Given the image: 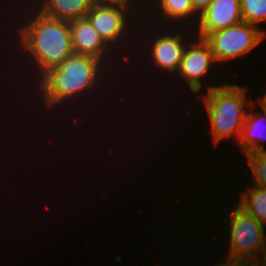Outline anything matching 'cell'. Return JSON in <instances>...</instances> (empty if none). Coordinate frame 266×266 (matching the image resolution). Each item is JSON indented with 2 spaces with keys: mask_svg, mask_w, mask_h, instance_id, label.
<instances>
[{
  "mask_svg": "<svg viewBox=\"0 0 266 266\" xmlns=\"http://www.w3.org/2000/svg\"><path fill=\"white\" fill-rule=\"evenodd\" d=\"M32 13L24 20L23 26L16 28L24 55H29L35 69L36 80L48 69L58 66L65 58L71 56L72 47L71 31L69 22L44 15L35 7ZM30 18V19H28ZM21 37V38H20ZM38 66V67H37Z\"/></svg>",
  "mask_w": 266,
  "mask_h": 266,
  "instance_id": "6da1fadb",
  "label": "cell"
},
{
  "mask_svg": "<svg viewBox=\"0 0 266 266\" xmlns=\"http://www.w3.org/2000/svg\"><path fill=\"white\" fill-rule=\"evenodd\" d=\"M103 67L105 70L108 68L96 57L73 53L58 66L48 69L37 79L40 84L37 89L42 91L40 94L43 96L46 110H52L51 108L61 105L62 102L75 98L78 100V97L82 99L81 93L85 95L89 90L91 92V89L95 91L99 81H102Z\"/></svg>",
  "mask_w": 266,
  "mask_h": 266,
  "instance_id": "7a4b0ae2",
  "label": "cell"
},
{
  "mask_svg": "<svg viewBox=\"0 0 266 266\" xmlns=\"http://www.w3.org/2000/svg\"><path fill=\"white\" fill-rule=\"evenodd\" d=\"M207 94L203 97L204 106L209 117L210 131L214 145L223 139L236 137L239 142L243 125L248 112L245 105L253 104L250 98H247L246 87L232 84H221L206 86ZM248 99V100H247ZM247 100V101H246ZM249 101V102H248ZM252 102V103H251Z\"/></svg>",
  "mask_w": 266,
  "mask_h": 266,
  "instance_id": "3957f363",
  "label": "cell"
},
{
  "mask_svg": "<svg viewBox=\"0 0 266 266\" xmlns=\"http://www.w3.org/2000/svg\"><path fill=\"white\" fill-rule=\"evenodd\" d=\"M233 210V211H232ZM230 210L229 221V252L228 260L240 261L255 265L262 256L266 243V227L253 216L248 215L238 205ZM259 255V257H258ZM258 257V258H257ZM255 260L254 262L252 260Z\"/></svg>",
  "mask_w": 266,
  "mask_h": 266,
  "instance_id": "277c9868",
  "label": "cell"
},
{
  "mask_svg": "<svg viewBox=\"0 0 266 266\" xmlns=\"http://www.w3.org/2000/svg\"><path fill=\"white\" fill-rule=\"evenodd\" d=\"M136 6L131 1H95L86 18L96 29L103 41L113 49L118 43L123 45V39H125V42L130 41V37H128L130 35L128 34L129 30L135 31L134 26H131L135 21L131 19L133 15H130V13L134 9L136 10L134 8Z\"/></svg>",
  "mask_w": 266,
  "mask_h": 266,
  "instance_id": "5b68a950",
  "label": "cell"
},
{
  "mask_svg": "<svg viewBox=\"0 0 266 266\" xmlns=\"http://www.w3.org/2000/svg\"><path fill=\"white\" fill-rule=\"evenodd\" d=\"M261 29V30H260ZM265 31L259 26L241 22L213 33L204 40L210 45L216 63L246 56L264 41Z\"/></svg>",
  "mask_w": 266,
  "mask_h": 266,
  "instance_id": "8992f818",
  "label": "cell"
},
{
  "mask_svg": "<svg viewBox=\"0 0 266 266\" xmlns=\"http://www.w3.org/2000/svg\"><path fill=\"white\" fill-rule=\"evenodd\" d=\"M215 62L210 45L204 39L197 37L188 43L176 76L180 75L181 79L186 81L189 91L198 93L203 89L202 80L208 76Z\"/></svg>",
  "mask_w": 266,
  "mask_h": 266,
  "instance_id": "52a82bcc",
  "label": "cell"
},
{
  "mask_svg": "<svg viewBox=\"0 0 266 266\" xmlns=\"http://www.w3.org/2000/svg\"><path fill=\"white\" fill-rule=\"evenodd\" d=\"M163 29L164 27L158 31L159 33L161 31V34L154 30V36L152 37L151 35L150 37H147V42L151 43H148L147 46H150L146 48V51L149 50V53L151 52L150 62H153L154 66L156 65V68L158 67L159 70L163 69L167 73L173 72L172 74H176L189 43L188 41H185L186 39L184 38L187 34L184 35L181 32L177 34L175 32L172 34V30H168V34V31Z\"/></svg>",
  "mask_w": 266,
  "mask_h": 266,
  "instance_id": "ba28073f",
  "label": "cell"
},
{
  "mask_svg": "<svg viewBox=\"0 0 266 266\" xmlns=\"http://www.w3.org/2000/svg\"><path fill=\"white\" fill-rule=\"evenodd\" d=\"M243 21L240 0H214L199 15L196 37L204 39L213 33Z\"/></svg>",
  "mask_w": 266,
  "mask_h": 266,
  "instance_id": "9c48e42d",
  "label": "cell"
},
{
  "mask_svg": "<svg viewBox=\"0 0 266 266\" xmlns=\"http://www.w3.org/2000/svg\"><path fill=\"white\" fill-rule=\"evenodd\" d=\"M69 27L74 53L90 55L107 64L104 60H107L110 55H114L110 54V51L112 53V50L116 49H111L103 41L87 18L69 21Z\"/></svg>",
  "mask_w": 266,
  "mask_h": 266,
  "instance_id": "30bf717a",
  "label": "cell"
},
{
  "mask_svg": "<svg viewBox=\"0 0 266 266\" xmlns=\"http://www.w3.org/2000/svg\"><path fill=\"white\" fill-rule=\"evenodd\" d=\"M255 102L249 106L251 109L247 114L238 142L240 150L242 149L245 156L257 152H266V148L263 146V142L266 140V109L260 105L261 113L255 112L252 110L257 105Z\"/></svg>",
  "mask_w": 266,
  "mask_h": 266,
  "instance_id": "8fae6325",
  "label": "cell"
},
{
  "mask_svg": "<svg viewBox=\"0 0 266 266\" xmlns=\"http://www.w3.org/2000/svg\"><path fill=\"white\" fill-rule=\"evenodd\" d=\"M94 2L95 0H36L34 4L44 15L69 22L86 18Z\"/></svg>",
  "mask_w": 266,
  "mask_h": 266,
  "instance_id": "7c38bea8",
  "label": "cell"
},
{
  "mask_svg": "<svg viewBox=\"0 0 266 266\" xmlns=\"http://www.w3.org/2000/svg\"><path fill=\"white\" fill-rule=\"evenodd\" d=\"M246 189L236 204L266 227V188L253 184Z\"/></svg>",
  "mask_w": 266,
  "mask_h": 266,
  "instance_id": "4fadbf2b",
  "label": "cell"
},
{
  "mask_svg": "<svg viewBox=\"0 0 266 266\" xmlns=\"http://www.w3.org/2000/svg\"><path fill=\"white\" fill-rule=\"evenodd\" d=\"M154 1L152 0V6L154 4H156L155 6L158 5L157 7L160 9L161 12L159 11L157 13L158 14L160 13L159 16L162 14L161 17L164 18L165 21L173 20V22H175L174 20H176L177 24L178 20L180 22L183 19V21L180 22L182 24V22L184 23V21L188 22L190 19H193L191 20L192 21L191 27H193L192 24L196 25L198 23L199 15L194 11L192 0H157V1L154 0Z\"/></svg>",
  "mask_w": 266,
  "mask_h": 266,
  "instance_id": "5bb4252c",
  "label": "cell"
},
{
  "mask_svg": "<svg viewBox=\"0 0 266 266\" xmlns=\"http://www.w3.org/2000/svg\"><path fill=\"white\" fill-rule=\"evenodd\" d=\"M243 22L258 26L266 22V0H240Z\"/></svg>",
  "mask_w": 266,
  "mask_h": 266,
  "instance_id": "9a60e30c",
  "label": "cell"
},
{
  "mask_svg": "<svg viewBox=\"0 0 266 266\" xmlns=\"http://www.w3.org/2000/svg\"><path fill=\"white\" fill-rule=\"evenodd\" d=\"M252 184L266 188V152L246 155Z\"/></svg>",
  "mask_w": 266,
  "mask_h": 266,
  "instance_id": "2e32d148",
  "label": "cell"
},
{
  "mask_svg": "<svg viewBox=\"0 0 266 266\" xmlns=\"http://www.w3.org/2000/svg\"><path fill=\"white\" fill-rule=\"evenodd\" d=\"M214 0H192L194 11L200 15Z\"/></svg>",
  "mask_w": 266,
  "mask_h": 266,
  "instance_id": "e0dca14e",
  "label": "cell"
},
{
  "mask_svg": "<svg viewBox=\"0 0 266 266\" xmlns=\"http://www.w3.org/2000/svg\"><path fill=\"white\" fill-rule=\"evenodd\" d=\"M225 260L226 262L220 261L215 266H249V264L244 263V262L228 260V259H225Z\"/></svg>",
  "mask_w": 266,
  "mask_h": 266,
  "instance_id": "ac0fdd59",
  "label": "cell"
},
{
  "mask_svg": "<svg viewBox=\"0 0 266 266\" xmlns=\"http://www.w3.org/2000/svg\"><path fill=\"white\" fill-rule=\"evenodd\" d=\"M260 261H258L255 265L256 266H266V243L263 250L262 256L259 258Z\"/></svg>",
  "mask_w": 266,
  "mask_h": 266,
  "instance_id": "d6986e66",
  "label": "cell"
},
{
  "mask_svg": "<svg viewBox=\"0 0 266 266\" xmlns=\"http://www.w3.org/2000/svg\"><path fill=\"white\" fill-rule=\"evenodd\" d=\"M258 101H259V105L263 106L266 109V90H265V94H263V96H260Z\"/></svg>",
  "mask_w": 266,
  "mask_h": 266,
  "instance_id": "ffe728a7",
  "label": "cell"
},
{
  "mask_svg": "<svg viewBox=\"0 0 266 266\" xmlns=\"http://www.w3.org/2000/svg\"><path fill=\"white\" fill-rule=\"evenodd\" d=\"M122 1H131V2H134V4L136 3V5H139L140 4V2L138 4L136 2V1H139V0H122Z\"/></svg>",
  "mask_w": 266,
  "mask_h": 266,
  "instance_id": "44dd1931",
  "label": "cell"
},
{
  "mask_svg": "<svg viewBox=\"0 0 266 266\" xmlns=\"http://www.w3.org/2000/svg\"><path fill=\"white\" fill-rule=\"evenodd\" d=\"M95 1H122V0H95Z\"/></svg>",
  "mask_w": 266,
  "mask_h": 266,
  "instance_id": "7402d4cb",
  "label": "cell"
}]
</instances>
